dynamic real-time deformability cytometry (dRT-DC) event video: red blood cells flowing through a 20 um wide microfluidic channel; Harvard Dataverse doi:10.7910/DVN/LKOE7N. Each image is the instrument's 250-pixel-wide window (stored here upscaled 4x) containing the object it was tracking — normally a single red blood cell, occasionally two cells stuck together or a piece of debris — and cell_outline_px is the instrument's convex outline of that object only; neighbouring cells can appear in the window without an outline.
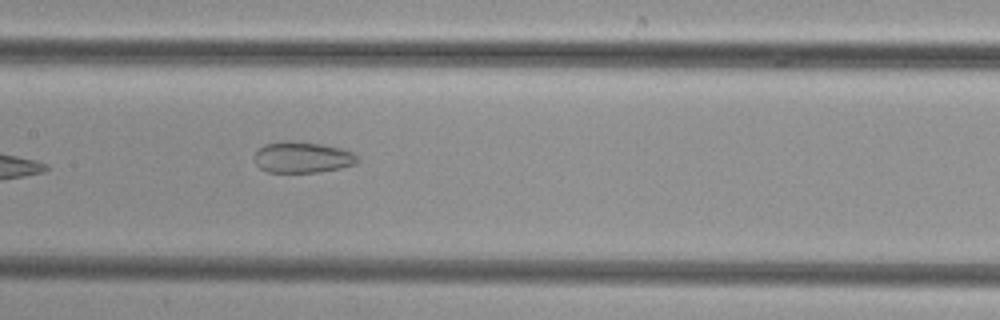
{"species": "common noctule bat (a hibernating species)", "species_latin": "Nyctalus noctula", "temperature_condition": "cold", "stored_images_in_passage": 29, "camera_frame_rate_fps": 3000, "um_per_image_px": 0.085, "animal": {"sex": "female", "body_mass_g": 29.2, "forearm_length_mm": 56.3}, "frame": {"image": 1, "passage_image": 9, "time_ms": 2.667, "image_size_px": [1000, 320], "cell_outline_px": [[360, 160], [356, 164], [340, 168], [320, 172], [268, 172], [260, 168], [256, 164], [256, 152], [264, 144], [280, 140], [292, 140], [324, 144], [340, 148], [352, 152]], "centroid_in_image_um": [25.72, 13.35], "position_along_channel_um": 181.7, "area_um2": 18.84}}
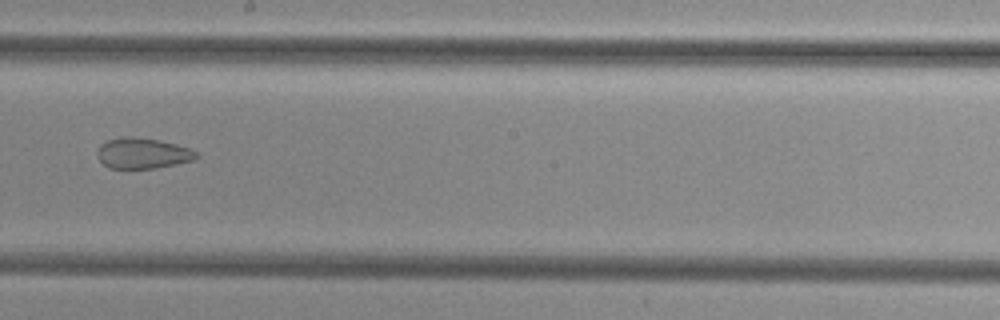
{"frame": {"image": 2, "passage_image": 13, "time_ms": 4.0, "image_size_px": [1000, 320], "cell_outline_px": [[200, 156], [192, 160], [176, 164], [152, 168], [108, 168], [96, 156], [96, 152], [100, 144], [108, 140], [120, 136], [132, 136], [160, 140], [176, 144], [188, 148], [196, 152]], "centroid_in_image_um": [12.08, 13.01], "position_along_channel_um": 236.1, "area_um2": 17.74}}